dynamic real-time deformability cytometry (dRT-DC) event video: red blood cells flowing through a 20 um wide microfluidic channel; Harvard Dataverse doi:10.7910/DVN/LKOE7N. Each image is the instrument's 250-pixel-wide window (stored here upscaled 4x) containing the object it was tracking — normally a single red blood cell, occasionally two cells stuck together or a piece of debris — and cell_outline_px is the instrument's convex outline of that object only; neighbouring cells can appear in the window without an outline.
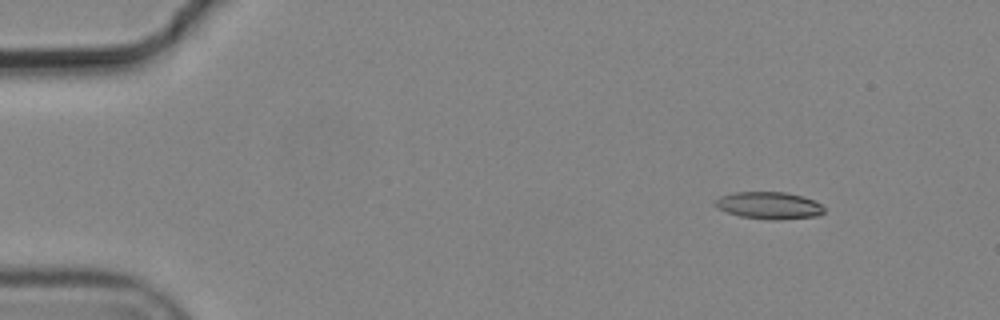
{"species": "common noctule bat (a hibernating species)", "species_latin": "Nyctalus noctula", "temperature_condition": "cold", "stored_images_in_passage": 10, "camera_frame_rate_fps": 3000, "um_per_image_px": 0.085, "animal": {"sex": "male", "body_mass_g": 19.2, "forearm_length_mm": 51.8}, "frame": {"image": 1, "passage_image": 2, "time_ms": 0.333, "image_size_px": [1000, 320], "cell_outline_px": [[824, 212], [820, 216], [776, 220], [772, 220], [740, 216], [716, 208], [712, 204], [712, 200], [720, 196], [736, 192], [784, 192], [800, 196], [812, 200], [820, 204], [824, 208]], "centroid_in_image_um": [65.31, 17.47], "position_along_channel_um": 19.7, "area_um2": 17.28}}
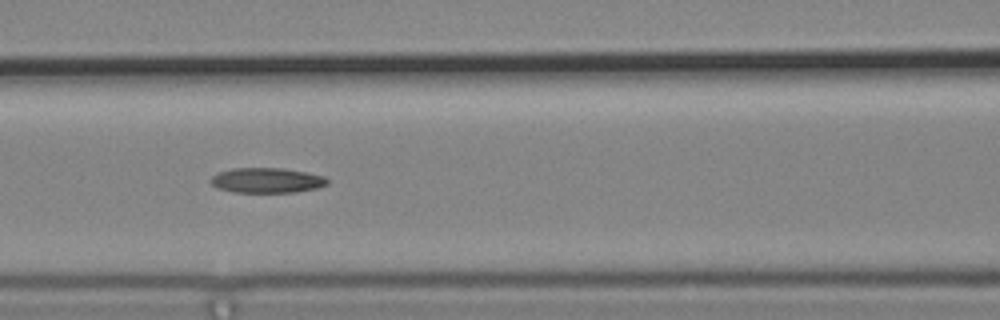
{"frame": {"image": 2, "passage_image": 7, "time_ms": 2.0, "image_size_px": [1000, 320], "cell_outline_px": [[328, 184], [316, 188], [296, 192], [232, 192], [216, 188], [212, 184], [212, 176], [220, 172], [232, 168], [284, 168], [324, 176], [328, 180]], "centroid_in_image_um": [22.68, 15.33], "position_along_channel_um": 143.9, "area_um2": 16.94}}
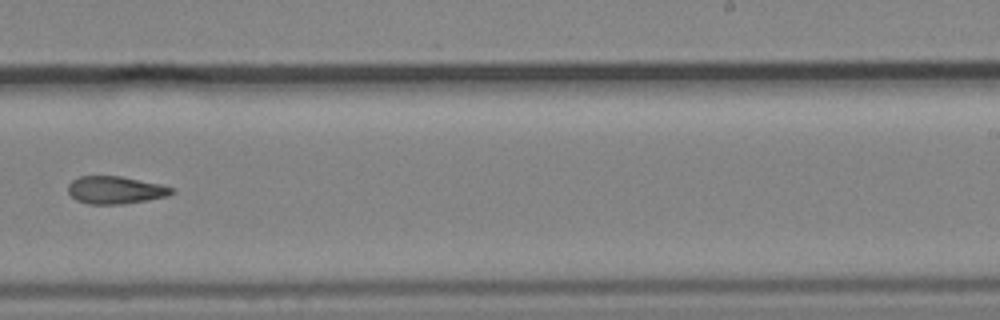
{"frame": {"image": 3, "passage_image": 10, "time_ms": 3.0, "image_size_px": [1000, 320], "cell_outline_px": [[176, 192], [168, 196], [148, 200], [124, 204], [88, 204], [76, 200], [68, 192], [68, 184], [72, 180], [80, 176], [120, 176], [160, 184], [176, 188]], "centroid_in_image_um": [9.84, 16.16], "position_along_channel_um": 279.2, "area_um2": 16.82}}